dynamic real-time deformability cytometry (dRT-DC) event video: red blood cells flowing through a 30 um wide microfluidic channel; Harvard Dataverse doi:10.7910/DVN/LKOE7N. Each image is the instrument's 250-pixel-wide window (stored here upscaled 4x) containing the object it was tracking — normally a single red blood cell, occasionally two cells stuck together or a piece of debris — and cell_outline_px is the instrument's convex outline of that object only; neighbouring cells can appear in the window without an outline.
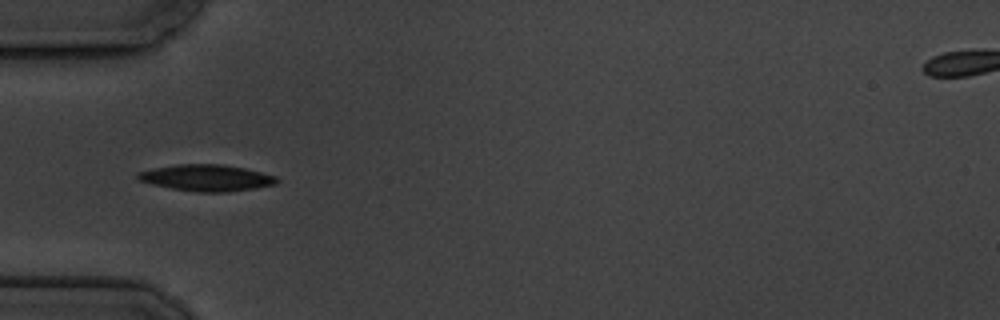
{"species": "common noctule bat (a hibernating species)", "species_latin": "Nyctalus noctula", "temperature_condition": "cold", "stored_images_in_passage": 10, "camera_frame_rate_fps": 3000, "um_per_image_px": 0.085, "animal": {"sex": "male", "body_mass_g": 19.5, "forearm_length_mm": 54.6}, "frame": {"image": 1, "passage_image": 4, "time_ms": 3.333, "image_size_px": [1000, 320], "cell_outline_px": [[280, 180], [276, 184], [228, 192], [196, 192], [172, 188], [152, 184], [140, 180], [136, 176], [136, 172], [152, 168], [176, 164], [224, 164], [244, 168], [276, 176]], "centroid_in_image_um": [17.54, 15.1], "position_along_channel_um": 67.5, "area_um2": 21.39}}
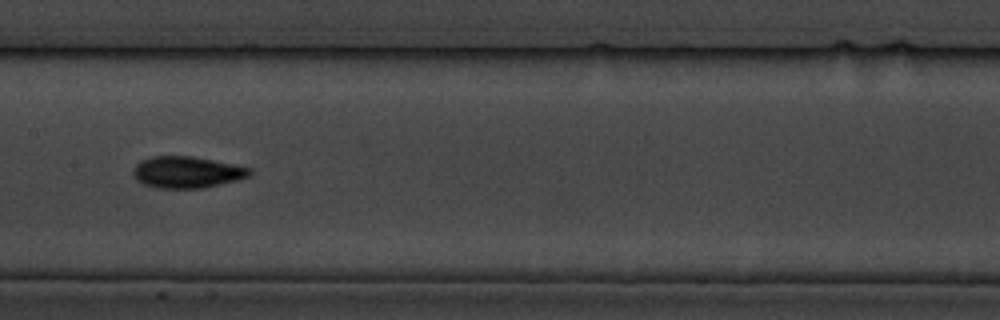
{"frame": {"image": 2, "passage_image": 7, "time_ms": 7.0, "image_size_px": [1000, 320], "cell_outline_px": [[252, 172], [248, 176], [236, 180], [200, 188], [156, 188], [144, 184], [136, 180], [132, 176], [132, 168], [140, 160], [152, 156], [192, 156], [252, 168]], "centroid_in_image_um": [15.81, 14.63], "position_along_channel_um": 191.6, "area_um2": 21.39}}
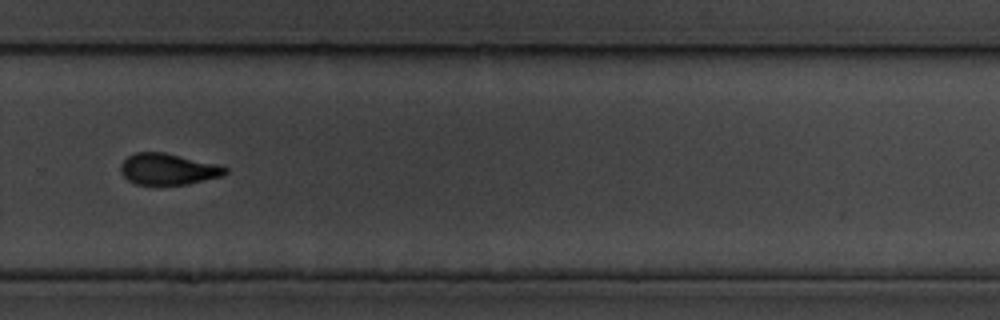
{"frame": {"image": 3, "passage_image": 10, "time_ms": 10.667, "image_size_px": [1000, 320], "cell_outline_px": [[228, 172], [224, 176], [188, 184], [136, 184], [128, 180], [120, 172], [120, 164], [128, 156], [136, 152], [164, 152], [220, 164], [228, 168]], "centroid_in_image_um": [14.33, 14.37], "position_along_channel_um": 315.5, "area_um2": 19.25}}